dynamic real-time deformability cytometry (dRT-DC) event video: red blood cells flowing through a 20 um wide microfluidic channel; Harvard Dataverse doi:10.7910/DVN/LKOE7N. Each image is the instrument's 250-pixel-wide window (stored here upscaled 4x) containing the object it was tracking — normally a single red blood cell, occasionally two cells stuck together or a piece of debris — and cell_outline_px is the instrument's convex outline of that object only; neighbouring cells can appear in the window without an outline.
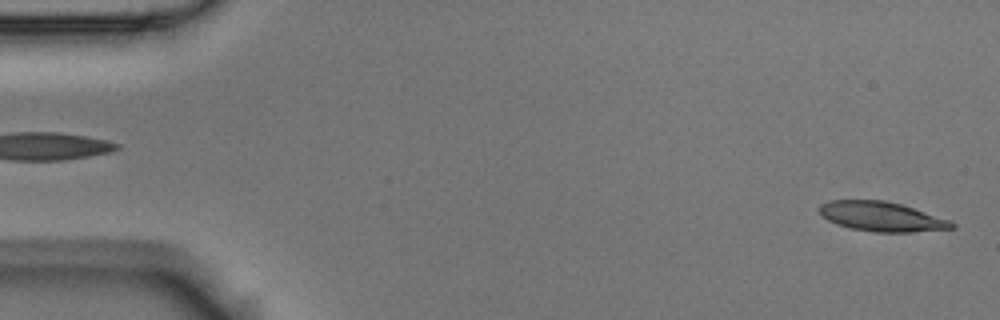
{"species": "Egyptian fruit bat (a non-hibernating species)", "species_latin": "Rousettus aegyptiacus", "temperature_condition": "room temperature", "stored_images_in_passage": 5, "camera_frame_rate_fps": 3000, "um_per_image_px": 0.085, "animal": {"sex": "male"}, "frame": {"image": 1, "passage_image": 5, "time_ms": 1.333, "image_size_px": [1000, 320], "cell_outline_px": [[956, 228], [912, 232], [872, 232], [848, 228], [836, 224], [828, 220], [820, 212], [820, 204], [828, 200], [884, 200], [900, 204], [948, 220], [956, 224]], "centroid_in_image_um": [74.9, 18.41], "position_along_channel_um": 10.1, "area_um2": 22.66}}